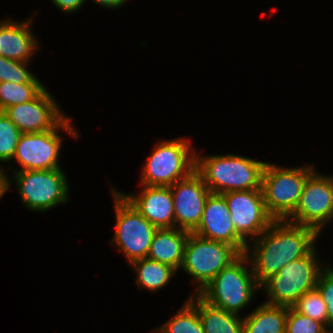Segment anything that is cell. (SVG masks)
Here are the masks:
<instances>
[{"label":"cell","instance_id":"cell-30","mask_svg":"<svg viewBox=\"0 0 333 333\" xmlns=\"http://www.w3.org/2000/svg\"><path fill=\"white\" fill-rule=\"evenodd\" d=\"M93 2L97 3V5H101L104 8H111L113 10L119 9L123 6L127 0H92Z\"/></svg>","mask_w":333,"mask_h":333},{"label":"cell","instance_id":"cell-12","mask_svg":"<svg viewBox=\"0 0 333 333\" xmlns=\"http://www.w3.org/2000/svg\"><path fill=\"white\" fill-rule=\"evenodd\" d=\"M236 232L249 244L257 239L275 219L268 213L261 189L222 193Z\"/></svg>","mask_w":333,"mask_h":333},{"label":"cell","instance_id":"cell-23","mask_svg":"<svg viewBox=\"0 0 333 333\" xmlns=\"http://www.w3.org/2000/svg\"><path fill=\"white\" fill-rule=\"evenodd\" d=\"M44 88L42 83L0 82V111L33 100Z\"/></svg>","mask_w":333,"mask_h":333},{"label":"cell","instance_id":"cell-31","mask_svg":"<svg viewBox=\"0 0 333 333\" xmlns=\"http://www.w3.org/2000/svg\"><path fill=\"white\" fill-rule=\"evenodd\" d=\"M5 172V173H4ZM6 174V171L3 168L0 169V199L2 196L9 190L11 187V180Z\"/></svg>","mask_w":333,"mask_h":333},{"label":"cell","instance_id":"cell-19","mask_svg":"<svg viewBox=\"0 0 333 333\" xmlns=\"http://www.w3.org/2000/svg\"><path fill=\"white\" fill-rule=\"evenodd\" d=\"M188 301L198 310L204 333H243V317L214 307L198 294H192Z\"/></svg>","mask_w":333,"mask_h":333},{"label":"cell","instance_id":"cell-28","mask_svg":"<svg viewBox=\"0 0 333 333\" xmlns=\"http://www.w3.org/2000/svg\"><path fill=\"white\" fill-rule=\"evenodd\" d=\"M319 273L316 289L326 303L328 329H333V267L326 266Z\"/></svg>","mask_w":333,"mask_h":333},{"label":"cell","instance_id":"cell-6","mask_svg":"<svg viewBox=\"0 0 333 333\" xmlns=\"http://www.w3.org/2000/svg\"><path fill=\"white\" fill-rule=\"evenodd\" d=\"M316 253L315 246L306 256L289 262L267 279L260 286L269 297L265 303L292 307L306 292L315 289L324 268Z\"/></svg>","mask_w":333,"mask_h":333},{"label":"cell","instance_id":"cell-20","mask_svg":"<svg viewBox=\"0 0 333 333\" xmlns=\"http://www.w3.org/2000/svg\"><path fill=\"white\" fill-rule=\"evenodd\" d=\"M263 303L243 317V333H285L287 307Z\"/></svg>","mask_w":333,"mask_h":333},{"label":"cell","instance_id":"cell-2","mask_svg":"<svg viewBox=\"0 0 333 333\" xmlns=\"http://www.w3.org/2000/svg\"><path fill=\"white\" fill-rule=\"evenodd\" d=\"M197 153L195 171L211 193L261 189L267 162L229 153L209 156H198Z\"/></svg>","mask_w":333,"mask_h":333},{"label":"cell","instance_id":"cell-32","mask_svg":"<svg viewBox=\"0 0 333 333\" xmlns=\"http://www.w3.org/2000/svg\"><path fill=\"white\" fill-rule=\"evenodd\" d=\"M324 333H333V329H328L326 332Z\"/></svg>","mask_w":333,"mask_h":333},{"label":"cell","instance_id":"cell-24","mask_svg":"<svg viewBox=\"0 0 333 333\" xmlns=\"http://www.w3.org/2000/svg\"><path fill=\"white\" fill-rule=\"evenodd\" d=\"M292 308L302 315L323 323L328 328L326 303L316 288L301 296Z\"/></svg>","mask_w":333,"mask_h":333},{"label":"cell","instance_id":"cell-3","mask_svg":"<svg viewBox=\"0 0 333 333\" xmlns=\"http://www.w3.org/2000/svg\"><path fill=\"white\" fill-rule=\"evenodd\" d=\"M246 264H250V268ZM259 288L250 260L243 253L222 269L198 295L214 307L239 315Z\"/></svg>","mask_w":333,"mask_h":333},{"label":"cell","instance_id":"cell-7","mask_svg":"<svg viewBox=\"0 0 333 333\" xmlns=\"http://www.w3.org/2000/svg\"><path fill=\"white\" fill-rule=\"evenodd\" d=\"M115 205V232L111 243L129 261L147 258L151 241L158 229L142 216L116 188H111Z\"/></svg>","mask_w":333,"mask_h":333},{"label":"cell","instance_id":"cell-9","mask_svg":"<svg viewBox=\"0 0 333 333\" xmlns=\"http://www.w3.org/2000/svg\"><path fill=\"white\" fill-rule=\"evenodd\" d=\"M240 253L231 245L205 239L191 232L188 236L182 270L192 276L198 294L222 269Z\"/></svg>","mask_w":333,"mask_h":333},{"label":"cell","instance_id":"cell-25","mask_svg":"<svg viewBox=\"0 0 333 333\" xmlns=\"http://www.w3.org/2000/svg\"><path fill=\"white\" fill-rule=\"evenodd\" d=\"M22 132L0 111V162L13 160Z\"/></svg>","mask_w":333,"mask_h":333},{"label":"cell","instance_id":"cell-16","mask_svg":"<svg viewBox=\"0 0 333 333\" xmlns=\"http://www.w3.org/2000/svg\"><path fill=\"white\" fill-rule=\"evenodd\" d=\"M143 186L139 194H121L156 228H175L170 187Z\"/></svg>","mask_w":333,"mask_h":333},{"label":"cell","instance_id":"cell-26","mask_svg":"<svg viewBox=\"0 0 333 333\" xmlns=\"http://www.w3.org/2000/svg\"><path fill=\"white\" fill-rule=\"evenodd\" d=\"M26 67L27 62L9 60L0 55V82L41 83Z\"/></svg>","mask_w":333,"mask_h":333},{"label":"cell","instance_id":"cell-17","mask_svg":"<svg viewBox=\"0 0 333 333\" xmlns=\"http://www.w3.org/2000/svg\"><path fill=\"white\" fill-rule=\"evenodd\" d=\"M11 20L0 21V55L9 60L30 63L40 48L39 41L30 29L33 18H27L24 22Z\"/></svg>","mask_w":333,"mask_h":333},{"label":"cell","instance_id":"cell-4","mask_svg":"<svg viewBox=\"0 0 333 333\" xmlns=\"http://www.w3.org/2000/svg\"><path fill=\"white\" fill-rule=\"evenodd\" d=\"M186 138L157 142L148 156L141 177V185L170 187L189 177L196 167V151Z\"/></svg>","mask_w":333,"mask_h":333},{"label":"cell","instance_id":"cell-29","mask_svg":"<svg viewBox=\"0 0 333 333\" xmlns=\"http://www.w3.org/2000/svg\"><path fill=\"white\" fill-rule=\"evenodd\" d=\"M52 3L64 13H76L86 0H51Z\"/></svg>","mask_w":333,"mask_h":333},{"label":"cell","instance_id":"cell-21","mask_svg":"<svg viewBox=\"0 0 333 333\" xmlns=\"http://www.w3.org/2000/svg\"><path fill=\"white\" fill-rule=\"evenodd\" d=\"M136 274V283L139 288H145L156 292L167 286L171 277L177 272L170 265L151 260L149 258L139 259L130 263Z\"/></svg>","mask_w":333,"mask_h":333},{"label":"cell","instance_id":"cell-1","mask_svg":"<svg viewBox=\"0 0 333 333\" xmlns=\"http://www.w3.org/2000/svg\"><path fill=\"white\" fill-rule=\"evenodd\" d=\"M319 233L312 227L275 220L253 243L247 245L256 282L261 286L289 262L306 256L316 244Z\"/></svg>","mask_w":333,"mask_h":333},{"label":"cell","instance_id":"cell-5","mask_svg":"<svg viewBox=\"0 0 333 333\" xmlns=\"http://www.w3.org/2000/svg\"><path fill=\"white\" fill-rule=\"evenodd\" d=\"M314 165L286 168L266 163L261 190L268 213L275 220H286L296 209Z\"/></svg>","mask_w":333,"mask_h":333},{"label":"cell","instance_id":"cell-14","mask_svg":"<svg viewBox=\"0 0 333 333\" xmlns=\"http://www.w3.org/2000/svg\"><path fill=\"white\" fill-rule=\"evenodd\" d=\"M170 189L174 204L175 228L193 232L201 222L210 190L196 171L171 185Z\"/></svg>","mask_w":333,"mask_h":333},{"label":"cell","instance_id":"cell-10","mask_svg":"<svg viewBox=\"0 0 333 333\" xmlns=\"http://www.w3.org/2000/svg\"><path fill=\"white\" fill-rule=\"evenodd\" d=\"M71 117H65L54 129L22 133L17 143L13 159H15L22 168L17 170H51L61 168L58 160L60 159L61 145H64L58 131H66L73 138H78L79 134L75 131Z\"/></svg>","mask_w":333,"mask_h":333},{"label":"cell","instance_id":"cell-13","mask_svg":"<svg viewBox=\"0 0 333 333\" xmlns=\"http://www.w3.org/2000/svg\"><path fill=\"white\" fill-rule=\"evenodd\" d=\"M3 112L22 133L52 130L66 117L46 87L33 100Z\"/></svg>","mask_w":333,"mask_h":333},{"label":"cell","instance_id":"cell-18","mask_svg":"<svg viewBox=\"0 0 333 333\" xmlns=\"http://www.w3.org/2000/svg\"><path fill=\"white\" fill-rule=\"evenodd\" d=\"M191 232L178 228H160L155 231L147 258L181 269L184 249Z\"/></svg>","mask_w":333,"mask_h":333},{"label":"cell","instance_id":"cell-15","mask_svg":"<svg viewBox=\"0 0 333 333\" xmlns=\"http://www.w3.org/2000/svg\"><path fill=\"white\" fill-rule=\"evenodd\" d=\"M205 239L227 243L240 254L248 243L236 232L227 202L222 194L210 193L206 199L200 224L193 231Z\"/></svg>","mask_w":333,"mask_h":333},{"label":"cell","instance_id":"cell-22","mask_svg":"<svg viewBox=\"0 0 333 333\" xmlns=\"http://www.w3.org/2000/svg\"><path fill=\"white\" fill-rule=\"evenodd\" d=\"M156 330L158 333H204L199 312L188 300L178 313Z\"/></svg>","mask_w":333,"mask_h":333},{"label":"cell","instance_id":"cell-11","mask_svg":"<svg viewBox=\"0 0 333 333\" xmlns=\"http://www.w3.org/2000/svg\"><path fill=\"white\" fill-rule=\"evenodd\" d=\"M313 171L307 178L300 201L286 221L308 226L319 234L333 221V176Z\"/></svg>","mask_w":333,"mask_h":333},{"label":"cell","instance_id":"cell-8","mask_svg":"<svg viewBox=\"0 0 333 333\" xmlns=\"http://www.w3.org/2000/svg\"><path fill=\"white\" fill-rule=\"evenodd\" d=\"M12 176L27 209L45 212L68 202L69 183L61 168L51 170H17Z\"/></svg>","mask_w":333,"mask_h":333},{"label":"cell","instance_id":"cell-27","mask_svg":"<svg viewBox=\"0 0 333 333\" xmlns=\"http://www.w3.org/2000/svg\"><path fill=\"white\" fill-rule=\"evenodd\" d=\"M328 328L321 322L287 307L285 333H324Z\"/></svg>","mask_w":333,"mask_h":333}]
</instances>
